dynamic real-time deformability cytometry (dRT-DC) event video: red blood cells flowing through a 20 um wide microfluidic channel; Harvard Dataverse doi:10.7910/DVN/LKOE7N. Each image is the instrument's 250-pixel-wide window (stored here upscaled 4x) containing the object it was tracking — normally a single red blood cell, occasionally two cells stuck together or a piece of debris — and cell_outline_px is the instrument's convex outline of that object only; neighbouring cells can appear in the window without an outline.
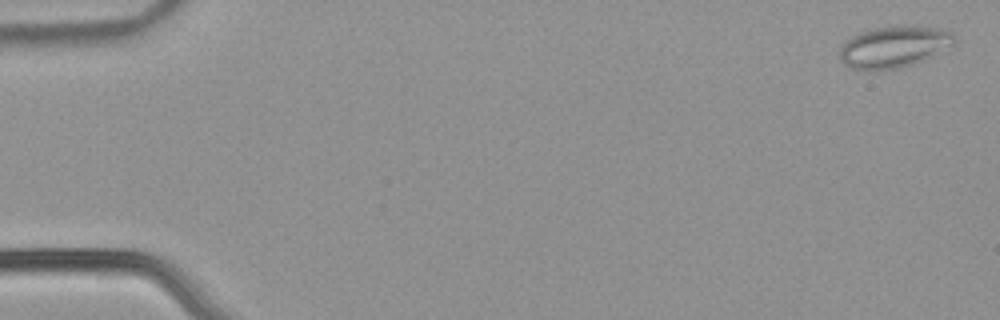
{"species": "common noctule bat (a hibernating species)", "species_latin": "Nyctalus noctula", "temperature_condition": "warm", "stored_images_in_passage": 54, "camera_frame_rate_fps": 3000, "um_per_image_px": 0.085, "animal": {"sex": "male", "body_mass_g": 21.5, "forearm_length_mm": 52.0}, "frame": {"image": 1, "passage_image": 2, "time_ms": 0.333, "image_size_px": [1000, 320], "cell_outline_px": [[956, 40], [952, 44], [932, 56], [924, 60], [900, 68], [852, 68], [844, 64], [840, 60], [840, 48], [852, 36], [860, 32], [876, 28], [896, 24], [916, 24], [936, 28], [952, 32], [956, 36]], "centroid_in_image_um": [76.02, 3.92], "position_along_channel_um": 9.0, "area_um2": 27.57}}
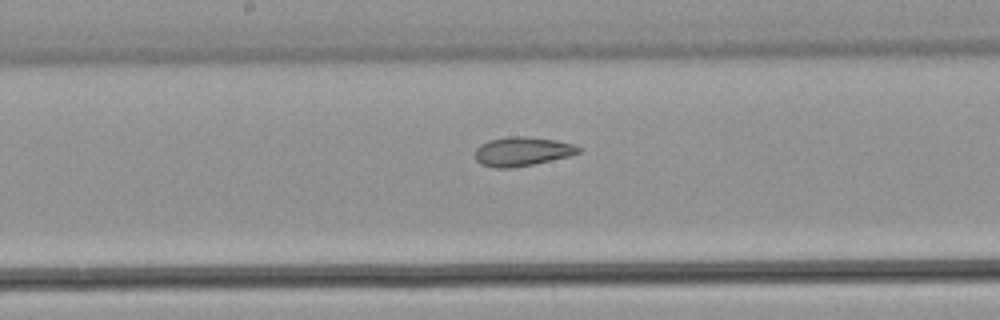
{"frame": {"image": 2, "passage_image": 29, "time_ms": 9.333, "image_size_px": [1000, 320], "cell_outline_px": [[580, 152], [568, 156], [532, 164], [512, 168], [496, 168], [480, 164], [476, 160], [476, 148], [480, 144], [488, 140], [508, 136], [528, 136], [556, 140], [572, 144], [580, 148]], "centroid_in_image_um": [44.34, 12.86], "position_along_channel_um": 203.9, "area_um2": 17.46}}
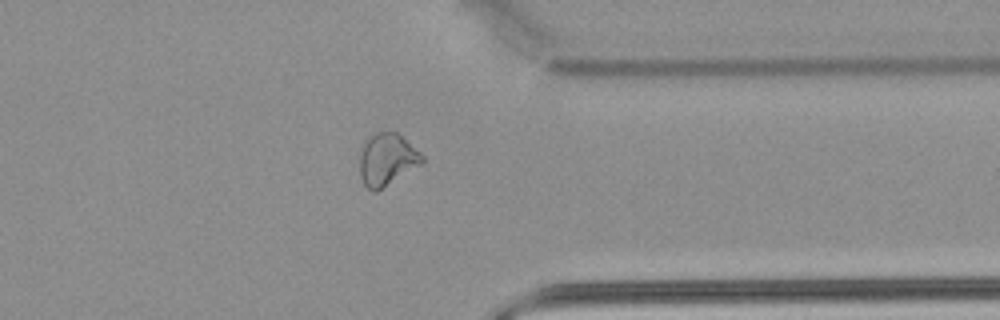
{"frame": {"image": 3, "passage_image": 43, "time_ms": 14.0, "image_size_px": [1000, 320], "cell_outline_px": [[424, 164], [376, 192], [372, 192], [364, 184], [360, 176], [360, 152], [364, 144], [376, 132], [396, 132], [420, 152], [424, 156]], "centroid_in_image_um": [32.92, 13.6], "position_along_channel_um": 378.5, "area_um2": 18.96}, "authors_computed_cell_mechanics": {"area_um2": 20.8947, "velocity_mm_per_s": 3.8551, "shape_relaxation_time_tau1_ms": null, "shape_relaxation_time_tau2_ms": 2.0547, "deformation_change_tau1": null, "deformation_change_tau2": 0.0811}}